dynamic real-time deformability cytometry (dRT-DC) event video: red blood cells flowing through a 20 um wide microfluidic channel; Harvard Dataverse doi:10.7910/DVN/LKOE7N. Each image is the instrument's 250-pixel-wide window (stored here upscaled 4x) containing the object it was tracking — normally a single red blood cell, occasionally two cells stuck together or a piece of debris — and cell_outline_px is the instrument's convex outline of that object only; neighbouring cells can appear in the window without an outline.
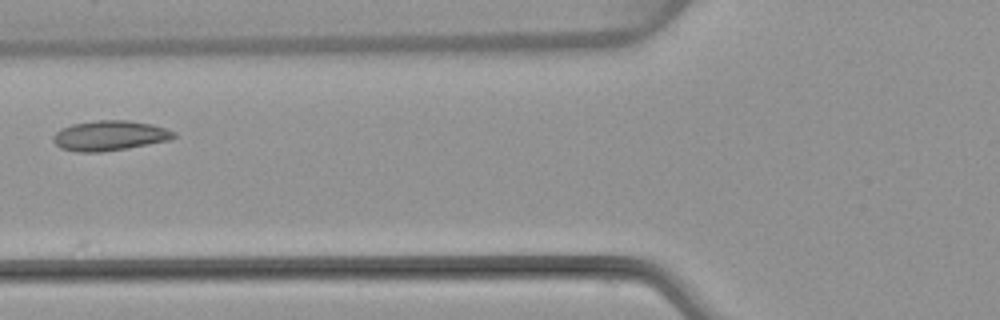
{"species": "common noctule bat (a hibernating species)", "species_latin": "Nyctalus noctula", "temperature_condition": "warm", "stored_images_in_passage": 4, "camera_frame_rate_fps": 3000, "um_per_image_px": 0.085, "animal": {"sex": "female", "body_mass_g": 22.7, "forearm_length_mm": 54.2}, "frame": {"image": 1, "passage_image": 4, "time_ms": 3.667, "image_size_px": [1000, 320], "cell_outline_px": [[176, 136], [168, 140], [128, 148], [100, 152], [76, 152], [60, 148], [52, 140], [52, 136], [60, 128], [72, 124], [96, 120], [128, 120], [152, 124], [176, 132]], "centroid_in_image_um": [9.28, 11.52], "position_along_channel_um": 116.5, "area_um2": 21.15}}